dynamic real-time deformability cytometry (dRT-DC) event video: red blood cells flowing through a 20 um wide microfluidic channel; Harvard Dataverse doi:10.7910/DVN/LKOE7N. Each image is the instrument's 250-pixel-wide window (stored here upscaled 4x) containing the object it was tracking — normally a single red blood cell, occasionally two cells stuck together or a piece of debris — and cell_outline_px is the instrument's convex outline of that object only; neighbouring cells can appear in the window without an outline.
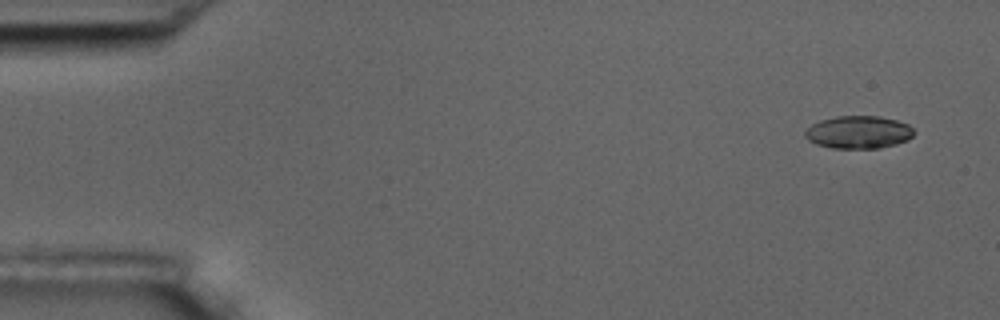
{"species": "common noctule bat (a hibernating species)", "species_latin": "Nyctalus noctula", "temperature_condition": "room temperature", "stored_images_in_passage": 5, "camera_frame_rate_fps": 3000, "um_per_image_px": 0.085, "animal": {"sex": "male", "body_mass_g": 17.5, "forearm_length_mm": 52.3}, "frame": {"image": 1, "passage_image": 1, "time_ms": 0.0, "image_size_px": [1000, 320], "cell_outline_px": [[916, 132], [908, 140], [896, 144], [880, 148], [832, 148], [816, 144], [808, 140], [804, 136], [804, 132], [812, 124], [820, 120], [836, 116], [880, 116], [896, 120], [908, 124]], "centroid_in_image_um": [72.98, 11.23], "position_along_channel_um": 12.0, "area_um2": 20.87}}
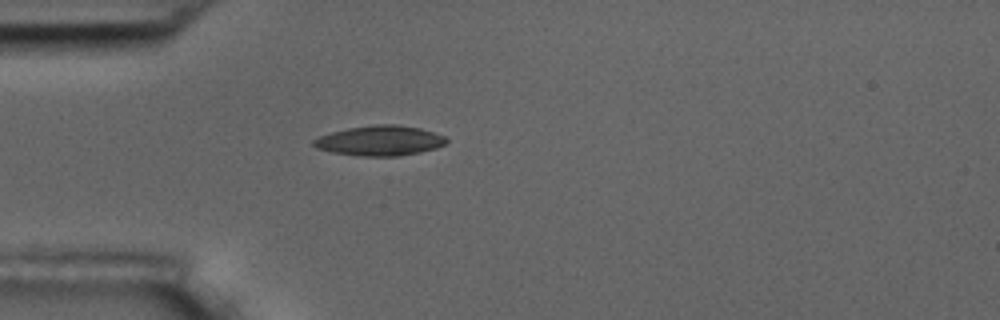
{"frame": {"image": 2, "passage_image": 5, "time_ms": 4.333, "image_size_px": [1000, 320], "cell_outline_px": [[448, 140], [444, 144], [436, 148], [420, 152], [400, 156], [364, 156], [332, 152], [316, 148], [312, 144], [312, 140], [320, 136], [332, 132], [348, 128], [376, 124], [396, 124], [420, 128], [444, 136]], "centroid_in_image_um": [32.28, 11.95], "position_along_channel_um": 52.7, "area_um2": 23.12}}